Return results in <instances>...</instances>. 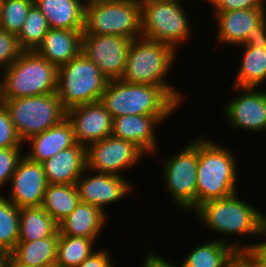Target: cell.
I'll use <instances>...</instances> for the list:
<instances>
[{"mask_svg": "<svg viewBox=\"0 0 266 267\" xmlns=\"http://www.w3.org/2000/svg\"><path fill=\"white\" fill-rule=\"evenodd\" d=\"M239 197L241 196H238L236 192L225 198L208 200L199 205L193 211V215L206 229L220 235L216 239L231 244L238 251H241L248 248V244H242L240 238H235V241L230 242L228 237L251 236L252 238L253 236V239L258 238L266 225V214L257 207L255 208L246 199L243 200Z\"/></svg>", "mask_w": 266, "mask_h": 267, "instance_id": "cell-1", "label": "cell"}, {"mask_svg": "<svg viewBox=\"0 0 266 267\" xmlns=\"http://www.w3.org/2000/svg\"><path fill=\"white\" fill-rule=\"evenodd\" d=\"M175 87L108 81L100 103L115 118L123 115H172L185 101Z\"/></svg>", "mask_w": 266, "mask_h": 267, "instance_id": "cell-2", "label": "cell"}, {"mask_svg": "<svg viewBox=\"0 0 266 267\" xmlns=\"http://www.w3.org/2000/svg\"><path fill=\"white\" fill-rule=\"evenodd\" d=\"M228 148L209 136L198 137L197 207L238 192V160Z\"/></svg>", "mask_w": 266, "mask_h": 267, "instance_id": "cell-3", "label": "cell"}, {"mask_svg": "<svg viewBox=\"0 0 266 267\" xmlns=\"http://www.w3.org/2000/svg\"><path fill=\"white\" fill-rule=\"evenodd\" d=\"M57 71L53 63L35 51H24L1 71L4 100L56 93Z\"/></svg>", "mask_w": 266, "mask_h": 267, "instance_id": "cell-4", "label": "cell"}, {"mask_svg": "<svg viewBox=\"0 0 266 267\" xmlns=\"http://www.w3.org/2000/svg\"><path fill=\"white\" fill-rule=\"evenodd\" d=\"M82 35L141 37L140 0H86Z\"/></svg>", "mask_w": 266, "mask_h": 267, "instance_id": "cell-5", "label": "cell"}, {"mask_svg": "<svg viewBox=\"0 0 266 267\" xmlns=\"http://www.w3.org/2000/svg\"><path fill=\"white\" fill-rule=\"evenodd\" d=\"M177 54L169 45L142 36L133 39L121 80L133 84L175 87L168 82L167 74L177 62Z\"/></svg>", "mask_w": 266, "mask_h": 267, "instance_id": "cell-6", "label": "cell"}, {"mask_svg": "<svg viewBox=\"0 0 266 267\" xmlns=\"http://www.w3.org/2000/svg\"><path fill=\"white\" fill-rule=\"evenodd\" d=\"M140 5L143 38L169 45L176 52L180 45L191 39L193 26L190 27L186 8L182 3L166 0H140Z\"/></svg>", "mask_w": 266, "mask_h": 267, "instance_id": "cell-7", "label": "cell"}, {"mask_svg": "<svg viewBox=\"0 0 266 267\" xmlns=\"http://www.w3.org/2000/svg\"><path fill=\"white\" fill-rule=\"evenodd\" d=\"M108 81L95 63L80 53L58 67L56 94L67 111L79 105L98 102Z\"/></svg>", "mask_w": 266, "mask_h": 267, "instance_id": "cell-8", "label": "cell"}, {"mask_svg": "<svg viewBox=\"0 0 266 267\" xmlns=\"http://www.w3.org/2000/svg\"><path fill=\"white\" fill-rule=\"evenodd\" d=\"M3 104L23 144L66 118L56 93L4 100Z\"/></svg>", "mask_w": 266, "mask_h": 267, "instance_id": "cell-9", "label": "cell"}, {"mask_svg": "<svg viewBox=\"0 0 266 267\" xmlns=\"http://www.w3.org/2000/svg\"><path fill=\"white\" fill-rule=\"evenodd\" d=\"M187 144L162 161L161 172L173 205L193 213L197 208L198 138Z\"/></svg>", "mask_w": 266, "mask_h": 267, "instance_id": "cell-10", "label": "cell"}, {"mask_svg": "<svg viewBox=\"0 0 266 267\" xmlns=\"http://www.w3.org/2000/svg\"><path fill=\"white\" fill-rule=\"evenodd\" d=\"M145 154L132 141L110 135L86 147L87 168L93 172L123 176L122 172L137 167Z\"/></svg>", "mask_w": 266, "mask_h": 267, "instance_id": "cell-11", "label": "cell"}, {"mask_svg": "<svg viewBox=\"0 0 266 267\" xmlns=\"http://www.w3.org/2000/svg\"><path fill=\"white\" fill-rule=\"evenodd\" d=\"M132 40L116 35H82L81 53L110 81L124 74Z\"/></svg>", "mask_w": 266, "mask_h": 267, "instance_id": "cell-12", "label": "cell"}, {"mask_svg": "<svg viewBox=\"0 0 266 267\" xmlns=\"http://www.w3.org/2000/svg\"><path fill=\"white\" fill-rule=\"evenodd\" d=\"M124 177L93 172L89 168H86L75 184L80 202L96 206L108 216L106 208L109 205L112 206L117 201L119 203L131 191H134L133 183Z\"/></svg>", "mask_w": 266, "mask_h": 267, "instance_id": "cell-13", "label": "cell"}, {"mask_svg": "<svg viewBox=\"0 0 266 267\" xmlns=\"http://www.w3.org/2000/svg\"><path fill=\"white\" fill-rule=\"evenodd\" d=\"M233 87L234 92H241L229 103H224L223 113L228 120L227 126L246 132L266 131V90L260 88ZM230 124V125H229Z\"/></svg>", "mask_w": 266, "mask_h": 267, "instance_id": "cell-14", "label": "cell"}, {"mask_svg": "<svg viewBox=\"0 0 266 267\" xmlns=\"http://www.w3.org/2000/svg\"><path fill=\"white\" fill-rule=\"evenodd\" d=\"M9 183L11 187L7 198L18 208L42 205L48 183L41 163L23 155Z\"/></svg>", "mask_w": 266, "mask_h": 267, "instance_id": "cell-15", "label": "cell"}, {"mask_svg": "<svg viewBox=\"0 0 266 267\" xmlns=\"http://www.w3.org/2000/svg\"><path fill=\"white\" fill-rule=\"evenodd\" d=\"M66 117L73 126L76 142L85 147L111 135L113 117L100 101L70 108Z\"/></svg>", "mask_w": 266, "mask_h": 267, "instance_id": "cell-16", "label": "cell"}, {"mask_svg": "<svg viewBox=\"0 0 266 267\" xmlns=\"http://www.w3.org/2000/svg\"><path fill=\"white\" fill-rule=\"evenodd\" d=\"M171 115H123L113 118L111 135L129 140L141 148L146 156H154L158 149L156 130ZM157 128V129H155ZM148 153V154H147Z\"/></svg>", "mask_w": 266, "mask_h": 267, "instance_id": "cell-17", "label": "cell"}, {"mask_svg": "<svg viewBox=\"0 0 266 267\" xmlns=\"http://www.w3.org/2000/svg\"><path fill=\"white\" fill-rule=\"evenodd\" d=\"M217 25V43L220 45H242L248 31L265 16L266 9H243L226 12H213Z\"/></svg>", "mask_w": 266, "mask_h": 267, "instance_id": "cell-18", "label": "cell"}, {"mask_svg": "<svg viewBox=\"0 0 266 267\" xmlns=\"http://www.w3.org/2000/svg\"><path fill=\"white\" fill-rule=\"evenodd\" d=\"M41 164L48 184H76L87 168L86 147L76 142Z\"/></svg>", "mask_w": 266, "mask_h": 267, "instance_id": "cell-19", "label": "cell"}, {"mask_svg": "<svg viewBox=\"0 0 266 267\" xmlns=\"http://www.w3.org/2000/svg\"><path fill=\"white\" fill-rule=\"evenodd\" d=\"M83 31L49 28L35 52L58 68L81 53Z\"/></svg>", "mask_w": 266, "mask_h": 267, "instance_id": "cell-20", "label": "cell"}, {"mask_svg": "<svg viewBox=\"0 0 266 267\" xmlns=\"http://www.w3.org/2000/svg\"><path fill=\"white\" fill-rule=\"evenodd\" d=\"M26 143L29 144L30 148L24 155L31 161L41 163L46 159L52 158L61 150L73 146L76 140L73 126L66 117L59 124L31 137L25 141L24 145Z\"/></svg>", "mask_w": 266, "mask_h": 267, "instance_id": "cell-21", "label": "cell"}, {"mask_svg": "<svg viewBox=\"0 0 266 267\" xmlns=\"http://www.w3.org/2000/svg\"><path fill=\"white\" fill-rule=\"evenodd\" d=\"M109 216L98 207L81 203L58 225L59 235L98 239Z\"/></svg>", "mask_w": 266, "mask_h": 267, "instance_id": "cell-22", "label": "cell"}, {"mask_svg": "<svg viewBox=\"0 0 266 267\" xmlns=\"http://www.w3.org/2000/svg\"><path fill=\"white\" fill-rule=\"evenodd\" d=\"M49 28L84 30L86 0H33Z\"/></svg>", "mask_w": 266, "mask_h": 267, "instance_id": "cell-23", "label": "cell"}, {"mask_svg": "<svg viewBox=\"0 0 266 267\" xmlns=\"http://www.w3.org/2000/svg\"><path fill=\"white\" fill-rule=\"evenodd\" d=\"M209 240L191 248L180 266L231 267L239 259V251L231 244L219 241L216 238Z\"/></svg>", "mask_w": 266, "mask_h": 267, "instance_id": "cell-24", "label": "cell"}, {"mask_svg": "<svg viewBox=\"0 0 266 267\" xmlns=\"http://www.w3.org/2000/svg\"><path fill=\"white\" fill-rule=\"evenodd\" d=\"M59 230L51 237L35 241H18L11 257L29 267H55Z\"/></svg>", "mask_w": 266, "mask_h": 267, "instance_id": "cell-25", "label": "cell"}, {"mask_svg": "<svg viewBox=\"0 0 266 267\" xmlns=\"http://www.w3.org/2000/svg\"><path fill=\"white\" fill-rule=\"evenodd\" d=\"M241 48V61L232 84L235 87L258 88L266 83V47L257 45Z\"/></svg>", "mask_w": 266, "mask_h": 267, "instance_id": "cell-26", "label": "cell"}, {"mask_svg": "<svg viewBox=\"0 0 266 267\" xmlns=\"http://www.w3.org/2000/svg\"><path fill=\"white\" fill-rule=\"evenodd\" d=\"M58 230V224L42 206L20 208L18 241L48 238Z\"/></svg>", "mask_w": 266, "mask_h": 267, "instance_id": "cell-27", "label": "cell"}, {"mask_svg": "<svg viewBox=\"0 0 266 267\" xmlns=\"http://www.w3.org/2000/svg\"><path fill=\"white\" fill-rule=\"evenodd\" d=\"M79 202L80 198L75 184H48L41 206L59 225Z\"/></svg>", "mask_w": 266, "mask_h": 267, "instance_id": "cell-28", "label": "cell"}, {"mask_svg": "<svg viewBox=\"0 0 266 267\" xmlns=\"http://www.w3.org/2000/svg\"><path fill=\"white\" fill-rule=\"evenodd\" d=\"M96 239L59 235L55 267H77L96 250Z\"/></svg>", "mask_w": 266, "mask_h": 267, "instance_id": "cell-29", "label": "cell"}, {"mask_svg": "<svg viewBox=\"0 0 266 267\" xmlns=\"http://www.w3.org/2000/svg\"><path fill=\"white\" fill-rule=\"evenodd\" d=\"M20 208L0 193V250L11 253L19 239Z\"/></svg>", "mask_w": 266, "mask_h": 267, "instance_id": "cell-30", "label": "cell"}, {"mask_svg": "<svg viewBox=\"0 0 266 267\" xmlns=\"http://www.w3.org/2000/svg\"><path fill=\"white\" fill-rule=\"evenodd\" d=\"M49 30L46 17L33 4L25 19L23 27L17 35L18 42L24 51H35L42 43Z\"/></svg>", "mask_w": 266, "mask_h": 267, "instance_id": "cell-31", "label": "cell"}, {"mask_svg": "<svg viewBox=\"0 0 266 267\" xmlns=\"http://www.w3.org/2000/svg\"><path fill=\"white\" fill-rule=\"evenodd\" d=\"M33 4V0H0V28L17 36Z\"/></svg>", "mask_w": 266, "mask_h": 267, "instance_id": "cell-32", "label": "cell"}, {"mask_svg": "<svg viewBox=\"0 0 266 267\" xmlns=\"http://www.w3.org/2000/svg\"><path fill=\"white\" fill-rule=\"evenodd\" d=\"M23 52L17 36L0 28V71L9 67Z\"/></svg>", "mask_w": 266, "mask_h": 267, "instance_id": "cell-33", "label": "cell"}, {"mask_svg": "<svg viewBox=\"0 0 266 267\" xmlns=\"http://www.w3.org/2000/svg\"><path fill=\"white\" fill-rule=\"evenodd\" d=\"M22 140L18 136L5 105L0 106V148H22Z\"/></svg>", "mask_w": 266, "mask_h": 267, "instance_id": "cell-34", "label": "cell"}, {"mask_svg": "<svg viewBox=\"0 0 266 267\" xmlns=\"http://www.w3.org/2000/svg\"><path fill=\"white\" fill-rule=\"evenodd\" d=\"M22 149L0 148V190L5 184L10 182L19 160L23 157Z\"/></svg>", "mask_w": 266, "mask_h": 267, "instance_id": "cell-35", "label": "cell"}, {"mask_svg": "<svg viewBox=\"0 0 266 267\" xmlns=\"http://www.w3.org/2000/svg\"><path fill=\"white\" fill-rule=\"evenodd\" d=\"M243 9H266V0H220V2L212 8L214 12Z\"/></svg>", "mask_w": 266, "mask_h": 267, "instance_id": "cell-36", "label": "cell"}, {"mask_svg": "<svg viewBox=\"0 0 266 267\" xmlns=\"http://www.w3.org/2000/svg\"><path fill=\"white\" fill-rule=\"evenodd\" d=\"M110 254L107 248L97 249L77 267H116Z\"/></svg>", "mask_w": 266, "mask_h": 267, "instance_id": "cell-37", "label": "cell"}, {"mask_svg": "<svg viewBox=\"0 0 266 267\" xmlns=\"http://www.w3.org/2000/svg\"><path fill=\"white\" fill-rule=\"evenodd\" d=\"M266 47V16L248 31L247 38L241 46Z\"/></svg>", "mask_w": 266, "mask_h": 267, "instance_id": "cell-38", "label": "cell"}, {"mask_svg": "<svg viewBox=\"0 0 266 267\" xmlns=\"http://www.w3.org/2000/svg\"><path fill=\"white\" fill-rule=\"evenodd\" d=\"M239 259L247 267H266V260L253 247L239 251Z\"/></svg>", "mask_w": 266, "mask_h": 267, "instance_id": "cell-39", "label": "cell"}, {"mask_svg": "<svg viewBox=\"0 0 266 267\" xmlns=\"http://www.w3.org/2000/svg\"><path fill=\"white\" fill-rule=\"evenodd\" d=\"M152 251L153 250H148V253L143 259L144 262L141 263L142 266L140 267H181L178 264H172L168 259Z\"/></svg>", "mask_w": 266, "mask_h": 267, "instance_id": "cell-40", "label": "cell"}, {"mask_svg": "<svg viewBox=\"0 0 266 267\" xmlns=\"http://www.w3.org/2000/svg\"><path fill=\"white\" fill-rule=\"evenodd\" d=\"M259 237H264V241L261 240V242L259 243L257 241V243H253V244H249L248 243V248L253 247L265 260H266V225L263 227L262 231L260 232Z\"/></svg>", "mask_w": 266, "mask_h": 267, "instance_id": "cell-41", "label": "cell"}, {"mask_svg": "<svg viewBox=\"0 0 266 267\" xmlns=\"http://www.w3.org/2000/svg\"><path fill=\"white\" fill-rule=\"evenodd\" d=\"M10 258L11 253L5 250H0V267H7Z\"/></svg>", "mask_w": 266, "mask_h": 267, "instance_id": "cell-42", "label": "cell"}, {"mask_svg": "<svg viewBox=\"0 0 266 267\" xmlns=\"http://www.w3.org/2000/svg\"><path fill=\"white\" fill-rule=\"evenodd\" d=\"M0 79L3 80L2 78V72H0ZM0 80V106L3 105L4 98H3V81Z\"/></svg>", "mask_w": 266, "mask_h": 267, "instance_id": "cell-43", "label": "cell"}, {"mask_svg": "<svg viewBox=\"0 0 266 267\" xmlns=\"http://www.w3.org/2000/svg\"><path fill=\"white\" fill-rule=\"evenodd\" d=\"M7 267H29V266H24V265L19 264L11 257Z\"/></svg>", "mask_w": 266, "mask_h": 267, "instance_id": "cell-44", "label": "cell"}, {"mask_svg": "<svg viewBox=\"0 0 266 267\" xmlns=\"http://www.w3.org/2000/svg\"><path fill=\"white\" fill-rule=\"evenodd\" d=\"M231 267H247L240 259H238Z\"/></svg>", "mask_w": 266, "mask_h": 267, "instance_id": "cell-45", "label": "cell"}, {"mask_svg": "<svg viewBox=\"0 0 266 267\" xmlns=\"http://www.w3.org/2000/svg\"><path fill=\"white\" fill-rule=\"evenodd\" d=\"M207 3H210L213 8L220 2V0H204Z\"/></svg>", "mask_w": 266, "mask_h": 267, "instance_id": "cell-46", "label": "cell"}, {"mask_svg": "<svg viewBox=\"0 0 266 267\" xmlns=\"http://www.w3.org/2000/svg\"><path fill=\"white\" fill-rule=\"evenodd\" d=\"M166 1H171V2H179V3H183L184 0H166Z\"/></svg>", "mask_w": 266, "mask_h": 267, "instance_id": "cell-47", "label": "cell"}]
</instances>
